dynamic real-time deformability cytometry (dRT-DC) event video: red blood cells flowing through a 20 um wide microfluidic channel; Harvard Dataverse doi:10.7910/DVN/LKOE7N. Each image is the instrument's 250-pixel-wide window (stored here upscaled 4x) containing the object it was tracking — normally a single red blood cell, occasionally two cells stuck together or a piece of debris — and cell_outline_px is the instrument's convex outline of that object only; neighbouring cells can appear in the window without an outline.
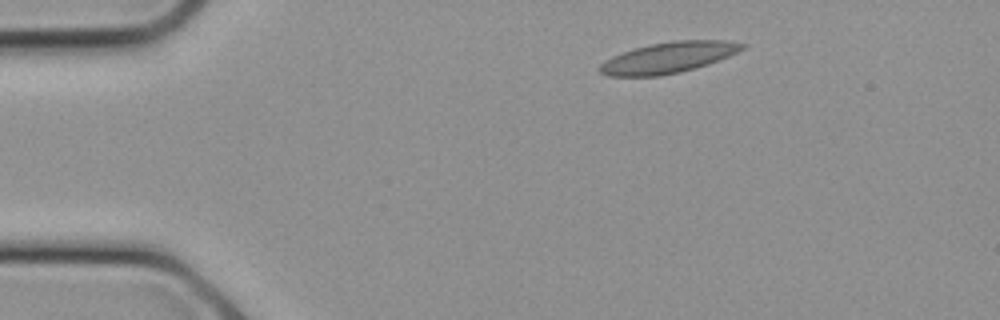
{"species": "common noctule bat (a hibernating species)", "species_latin": "Nyctalus noctula", "temperature_condition": "cold", "stored_images_in_passage": 4, "camera_frame_rate_fps": 3000, "um_per_image_px": 0.085, "animal": {"sex": "female", "body_mass_g": 21.9}, "frame": {"image": 1, "passage_image": 1, "time_ms": 0.0, "image_size_px": [1000, 320], "cell_outline_px": [[748, 44], [744, 48], [728, 56], [708, 64], [696, 68], [680, 72], [660, 76], [608, 76], [600, 72], [596, 68], [604, 60], [612, 56], [636, 48], [652, 44], [672, 40], [728, 40]], "centroid_in_image_um": [56.8, 4.9], "position_along_channel_um": 28.2, "area_um2": 25.66}}